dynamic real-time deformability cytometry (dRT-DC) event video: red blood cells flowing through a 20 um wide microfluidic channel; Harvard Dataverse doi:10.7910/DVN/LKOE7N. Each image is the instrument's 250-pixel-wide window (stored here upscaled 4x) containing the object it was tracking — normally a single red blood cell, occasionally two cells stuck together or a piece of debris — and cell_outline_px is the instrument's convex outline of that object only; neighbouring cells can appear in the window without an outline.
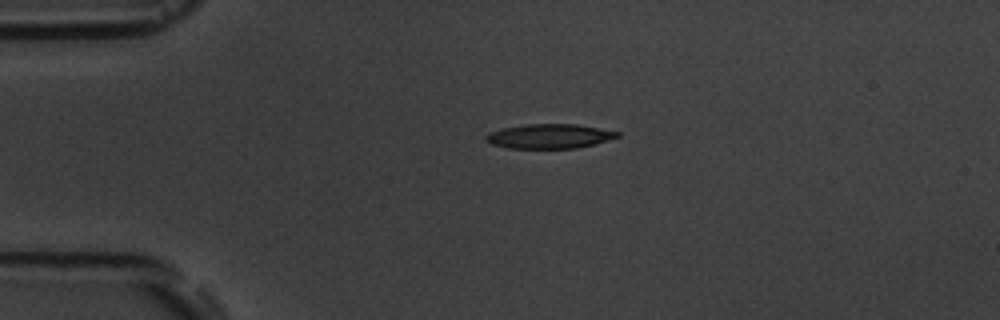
{"species": "common noctule bat (a hibernating species)", "species_latin": "Nyctalus noctula", "temperature_condition": "room temperature", "stored_images_in_passage": 2, "camera_frame_rate_fps": 3000, "um_per_image_px": 0.085, "animal": {"sex": "male", "body_mass_g": 19.5, "forearm_length_mm": 54.6}, "frame": {"image": 1, "passage_image": 1, "time_ms": 0.0, "image_size_px": [1000, 320], "cell_outline_px": [[620, 136], [592, 144], [576, 148], [508, 148], [492, 144], [484, 140], [484, 136], [488, 132], [504, 128], [524, 124], [576, 124], [620, 132]], "centroid_in_image_um": [46.64, 11.57], "position_along_channel_um": 38.4, "area_um2": 18.61}}